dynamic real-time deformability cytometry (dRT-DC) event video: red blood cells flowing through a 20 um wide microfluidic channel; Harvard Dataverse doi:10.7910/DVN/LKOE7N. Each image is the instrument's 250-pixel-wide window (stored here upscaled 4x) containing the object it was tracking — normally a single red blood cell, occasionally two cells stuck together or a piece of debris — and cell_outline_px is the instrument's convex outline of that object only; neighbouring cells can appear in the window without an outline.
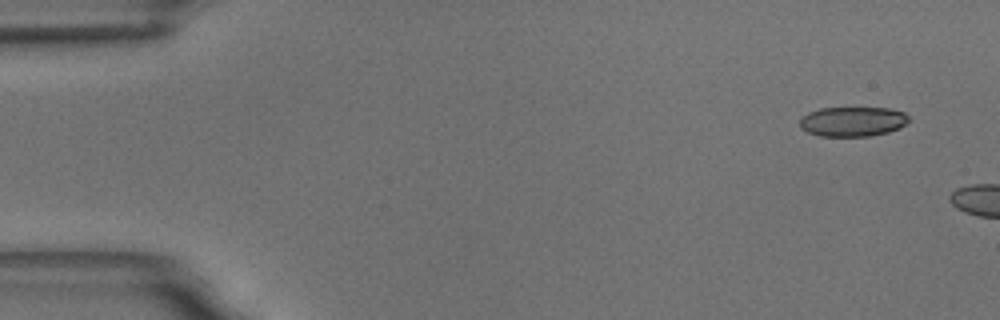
{"species": "common noctule bat (a hibernating species)", "species_latin": "Nyctalus noctula", "temperature_condition": "room temperature", "stored_images_in_passage": 2, "camera_frame_rate_fps": 3000, "um_per_image_px": 0.085, "animal": {"sex": "male", "body_mass_g": 18.8}, "frame": {"image": 1, "passage_image": 1, "time_ms": 0.0, "image_size_px": [1000, 320], "cell_outline_px": [[908, 120], [900, 128], [888, 132], [872, 136], [820, 136], [808, 132], [800, 128], [800, 120], [808, 112], [820, 108], [888, 108], [904, 112], [908, 116]], "centroid_in_image_um": [72.47, 10.33], "position_along_channel_um": 12.5, "area_um2": 18.84}}